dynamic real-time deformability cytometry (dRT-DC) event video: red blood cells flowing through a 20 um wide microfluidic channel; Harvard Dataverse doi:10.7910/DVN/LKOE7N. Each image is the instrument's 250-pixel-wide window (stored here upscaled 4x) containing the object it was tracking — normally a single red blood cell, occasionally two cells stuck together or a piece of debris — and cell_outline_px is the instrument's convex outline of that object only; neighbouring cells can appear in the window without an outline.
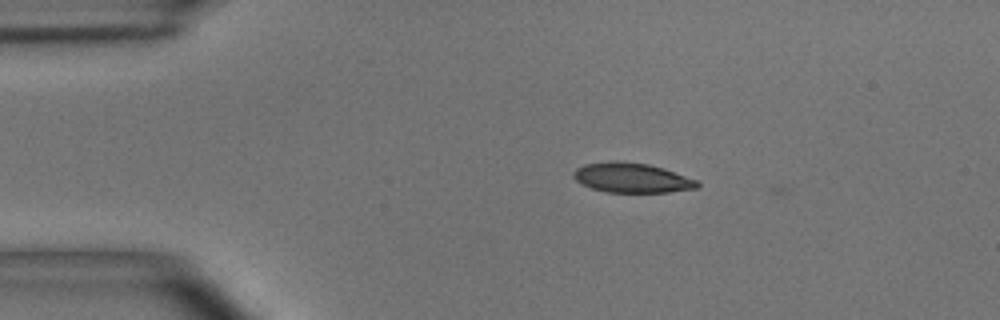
{"species": "common noctule bat (a hibernating species)", "species_latin": "Nyctalus noctula", "temperature_condition": "room temperature", "stored_images_in_passage": 4, "camera_frame_rate_fps": 3000, "um_per_image_px": 0.085, "animal": {"sex": "male", "body_mass_g": 15.6}, "frame": {"image": 1, "passage_image": 1, "time_ms": 0.0, "image_size_px": [1000, 320], "cell_outline_px": [[700, 184], [696, 188], [668, 192], [608, 192], [592, 188], [576, 180], [572, 176], [572, 172], [576, 168], [584, 164], [616, 160], [620, 160], [648, 164], [664, 168], [696, 180]], "centroid_in_image_um": [53.68, 15.1], "position_along_channel_um": 31.3, "area_um2": 21.39}}